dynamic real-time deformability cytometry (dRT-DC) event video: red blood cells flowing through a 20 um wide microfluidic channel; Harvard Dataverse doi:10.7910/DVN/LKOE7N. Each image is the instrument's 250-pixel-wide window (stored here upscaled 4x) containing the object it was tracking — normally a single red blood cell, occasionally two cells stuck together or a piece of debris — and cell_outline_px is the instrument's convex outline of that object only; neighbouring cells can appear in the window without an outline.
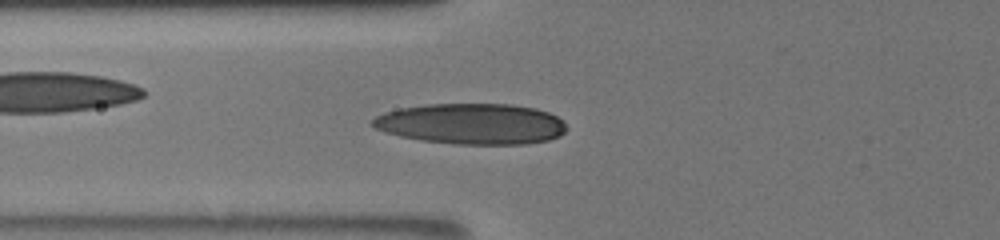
{"species": "human", "species_latin": "Homo sapiens", "temperature_condition": "room temperature", "stored_images_in_passage": 32, "camera_frame_rate_fps": 3000, "um_per_image_px": 0.085, "donor": {"sex": "male"}, "frame": {"image": 1, "passage_image": 9, "time_ms": 3.667, "image_size_px": [1000, 240], "cell_outline_px": [[568, 128], [560, 136], [548, 140], [528, 144], [456, 144], [420, 140], [400, 136], [384, 132], [376, 128], [372, 124], [372, 120], [376, 116], [384, 112], [400, 108], [428, 104], [512, 104], [536, 108], [548, 112], [556, 116]], "centroid_in_image_um": [40.09, 10.53], "position_along_channel_um": 85.7, "area_um2": 46.18}}
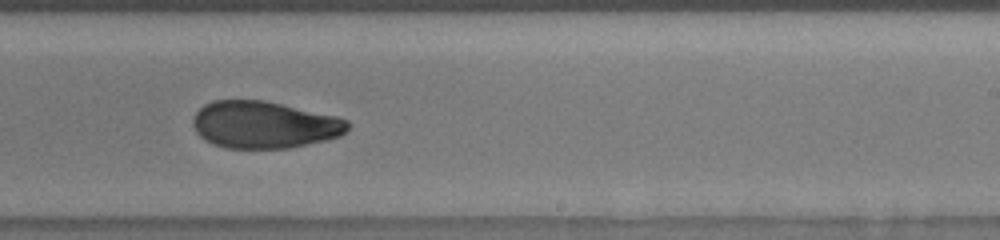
{"frame": {"image": 2, "passage_image": 20, "time_ms": 8.333, "image_size_px": [1000, 240], "cell_outline_px": [[352, 124], [340, 136], [328, 140], [288, 148], [224, 148], [212, 144], [204, 140], [196, 132], [192, 124], [192, 120], [196, 112], [204, 104], [212, 100], [264, 100], [336, 116], [348, 120]], "centroid_in_image_um": [22.44, 10.61], "position_along_channel_um": 266.6, "area_um2": 42.71}}
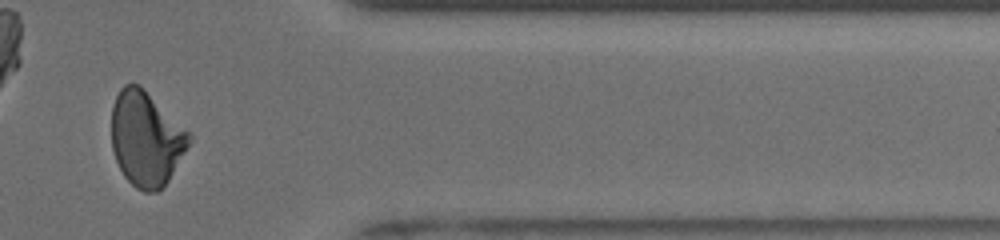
{"frame": {"image": 3, "passage_image": 28, "time_ms": 12.0, "image_size_px": [1000, 240], "cell_outline_px": [[192, 140], [168, 180], [156, 192], [144, 192], [136, 188], [124, 176], [116, 160], [112, 148], [112, 104], [120, 88], [124, 84], [140, 84], [192, 136]], "centroid_in_image_um": [12.4, 11.78], "position_along_channel_um": 399.0, "area_um2": 42.37}, "authors_computed_cell_mechanics": {"area_um2": 42.9165, "velocity_mm_per_s": 3.8882, "shape_relaxation_time_tau1_ms": 6.132, "shape_relaxation_time_tau2_ms": 2.3483, "deformation_change_tau1": 0.1984, "deformation_change_tau2": 0.0762}}